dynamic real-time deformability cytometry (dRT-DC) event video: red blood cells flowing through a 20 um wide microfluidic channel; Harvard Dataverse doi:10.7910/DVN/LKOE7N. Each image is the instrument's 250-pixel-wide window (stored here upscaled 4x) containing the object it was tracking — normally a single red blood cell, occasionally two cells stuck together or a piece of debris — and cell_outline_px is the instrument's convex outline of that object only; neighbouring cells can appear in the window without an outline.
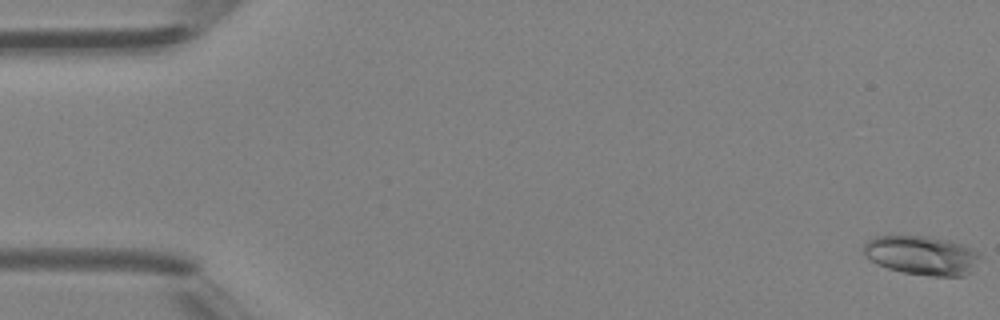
{"species": "Egyptian fruit bat (a non-hibernating species)", "species_latin": "Rousettus aegyptiacus", "temperature_condition": "room temperature", "stored_images_in_passage": 47, "camera_frame_rate_fps": 3000, "um_per_image_px": 0.085, "animal": {"sex": "female"}, "frame": {"image": 1, "passage_image": 1, "time_ms": 0.0, "image_size_px": [1000, 320], "cell_outline_px": [[980, 256], [968, 272], [964, 276], [932, 276], [904, 272], [888, 268], [876, 264], [864, 252], [864, 244], [868, 240], [876, 236], [932, 236], [952, 240], [972, 248], [980, 252]], "centroid_in_image_um": [78.36, 21.68], "position_along_channel_um": 6.6, "area_um2": 26.36}}
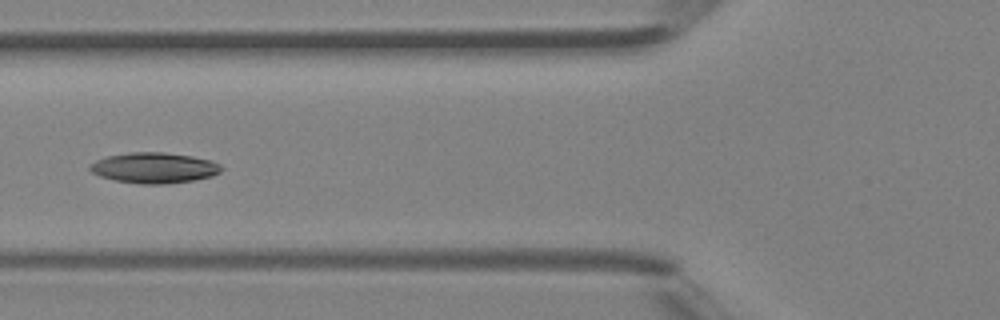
{"frame": {"image": 2, "passage_image": 19, "time_ms": 6.0, "image_size_px": [1000, 320], "cell_outline_px": [[224, 168], [220, 172], [212, 176], [192, 180], [164, 184], [140, 184], [116, 180], [100, 176], [92, 172], [88, 168], [88, 164], [104, 156], [128, 152], [164, 152], [192, 156], [212, 160], [220, 164]], "centroid_in_image_um": [13.09, 14.25], "position_along_channel_um": 112.7, "area_um2": 23.64}}
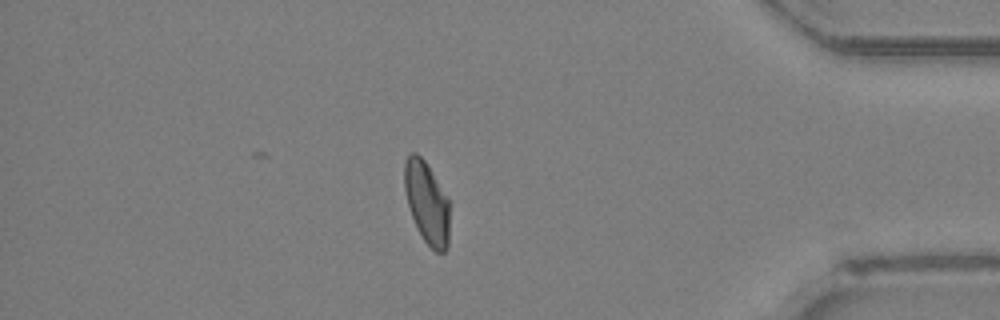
{"frame": {"image": 3, "passage_image": 41, "time_ms": 13.333, "image_size_px": [1000, 320], "cell_outline_px": [[448, 248], [444, 252], [436, 252], [424, 240], [412, 216], [408, 204], [404, 188], [404, 160], [412, 152], [416, 152], [424, 160], [448, 200]], "centroid_in_image_um": [36.26, 17.21], "position_along_channel_um": 398.9, "area_um2": 20.98}, "authors_computed_cell_mechanics": {"area_um2": 22.831, "velocity_mm_per_s": 4.4036, "shape_relaxation_time_tau1_ms": 4.8935, "shape_relaxation_time_tau2_ms": 5.8233, "deformation_change_tau1": 0.1441, "deformation_change_tau2": 0.1067}}